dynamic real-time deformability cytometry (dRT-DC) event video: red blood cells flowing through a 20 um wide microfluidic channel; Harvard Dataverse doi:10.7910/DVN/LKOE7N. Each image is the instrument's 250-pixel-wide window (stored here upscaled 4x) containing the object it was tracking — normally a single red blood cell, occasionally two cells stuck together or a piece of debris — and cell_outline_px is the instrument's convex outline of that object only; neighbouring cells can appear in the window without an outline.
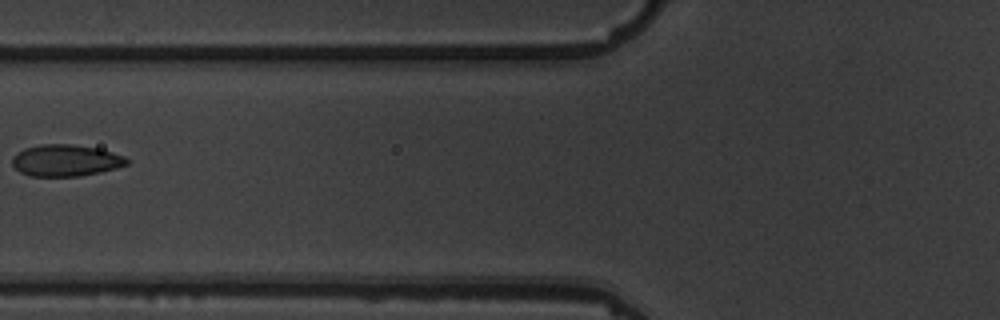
{"species": "common noctule bat (a hibernating species)", "species_latin": "Nyctalus noctula", "temperature_condition": "warm", "stored_images_in_passage": 7, "camera_frame_rate_fps": 3000, "um_per_image_px": 0.085, "animal": {"sex": "male", "body_mass_g": 19.5, "forearm_length_mm": 54.6}, "frame": {"image": 1, "passage_image": 6, "time_ms": 6.667, "image_size_px": [1000, 320], "cell_outline_px": [[128, 164], [116, 168], [100, 172], [80, 176], [28, 176], [20, 172], [12, 164], [12, 156], [16, 152], [24, 148], [40, 144], [72, 144], [96, 148], [112, 152], [124, 156], [128, 160]], "centroid_in_image_um": [5.55, 13.63], "position_along_channel_um": 120.3, "area_um2": 21.21}}
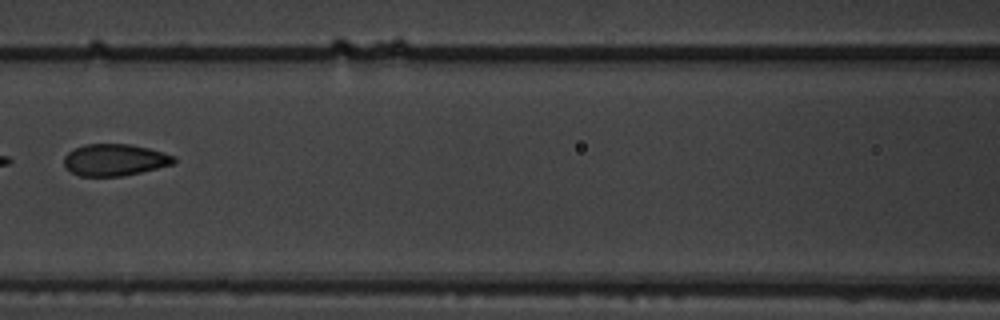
{"frame": {"image": 2, "passage_image": 7, "time_ms": 7.667, "image_size_px": [1000, 320], "cell_outline_px": [[176, 160], [172, 164], [140, 172], [120, 176], [80, 176], [64, 168], [64, 156], [68, 152], [84, 144], [128, 144], [148, 148], [176, 156]], "centroid_in_image_um": [9.72, 13.59], "position_along_channel_um": 156.9, "area_um2": 20.23}}